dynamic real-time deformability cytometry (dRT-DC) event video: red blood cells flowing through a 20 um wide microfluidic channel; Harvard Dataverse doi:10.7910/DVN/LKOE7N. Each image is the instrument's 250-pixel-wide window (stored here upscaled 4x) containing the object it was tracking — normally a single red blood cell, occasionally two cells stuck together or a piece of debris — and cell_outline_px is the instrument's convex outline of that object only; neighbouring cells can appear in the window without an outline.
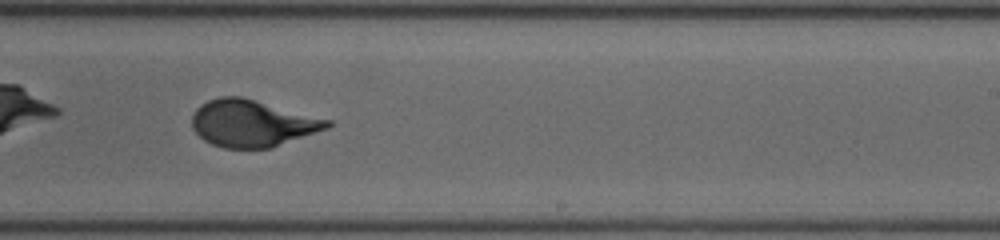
{"species": "human", "species_latin": "Homo sapiens", "temperature_condition": "cold", "stored_images_in_passage": 41, "camera_frame_rate_fps": 3000, "um_per_image_px": 0.085, "donor": {"sex": "female"}, "frame": {"image": 1, "passage_image": 35, "time_ms": 11.333, "image_size_px": [1000, 240], "cell_outline_px": [[332, 124], [328, 128], [272, 148], [224, 148], [212, 144], [204, 140], [192, 128], [192, 116], [196, 108], [200, 104], [208, 100], [220, 96], [240, 96], [332, 120]], "centroid_in_image_um": [21.43, 10.48], "position_along_channel_um": 267.6, "area_um2": 36.93}}
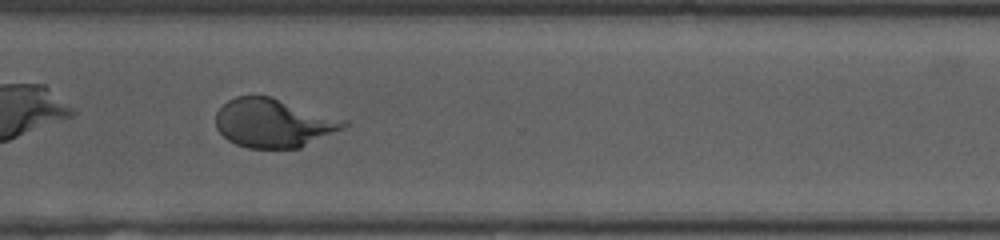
{"frame": {"image": 2, "passage_image": 41, "time_ms": 13.333, "image_size_px": [1000, 240], "cell_outline_px": [[348, 124], [344, 128], [300, 148], [248, 148], [236, 144], [228, 140], [216, 128], [216, 112], [228, 100], [236, 96], [272, 96], [348, 120]], "centroid_in_image_um": [23.27, 10.45], "position_along_channel_um": 347.3, "area_um2": 36.47}}